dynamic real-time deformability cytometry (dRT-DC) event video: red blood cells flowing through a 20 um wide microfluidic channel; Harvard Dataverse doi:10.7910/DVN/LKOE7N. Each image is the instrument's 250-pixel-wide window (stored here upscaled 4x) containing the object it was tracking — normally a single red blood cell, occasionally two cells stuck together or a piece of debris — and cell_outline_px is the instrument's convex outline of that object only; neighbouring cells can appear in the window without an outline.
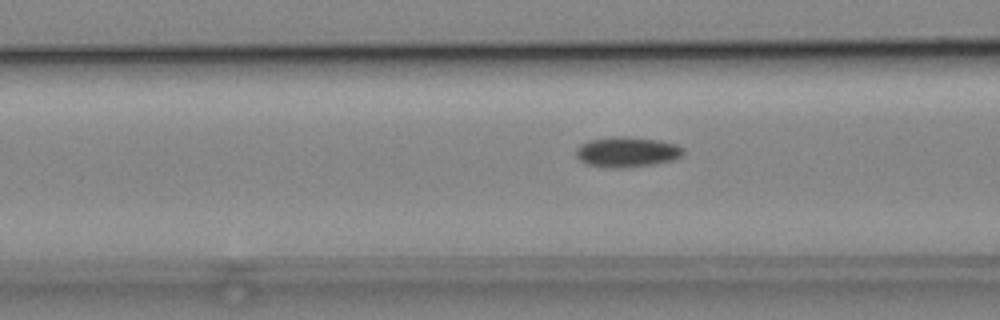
{"species": "common noctule bat (a hibernating species)", "species_latin": "Nyctalus noctula", "temperature_condition": "cold", "stored_images_in_passage": 11, "camera_frame_rate_fps": 3000, "um_per_image_px": 0.085, "animal": {"sex": "male", "body_mass_g": 19.2, "forearm_length_mm": 51.8}, "frame": {"image": 1, "passage_image": 8, "time_ms": 2.333, "image_size_px": [1000, 320], "cell_outline_px": [[684, 152], [680, 156], [672, 160], [652, 164], [616, 168], [588, 164], [580, 160], [576, 156], [576, 148], [580, 144], [588, 140], [612, 136], [624, 136], [660, 140], [676, 144], [684, 148]], "centroid_in_image_um": [53.28, 12.89], "position_along_channel_um": 113.3, "area_um2": 18.79}}